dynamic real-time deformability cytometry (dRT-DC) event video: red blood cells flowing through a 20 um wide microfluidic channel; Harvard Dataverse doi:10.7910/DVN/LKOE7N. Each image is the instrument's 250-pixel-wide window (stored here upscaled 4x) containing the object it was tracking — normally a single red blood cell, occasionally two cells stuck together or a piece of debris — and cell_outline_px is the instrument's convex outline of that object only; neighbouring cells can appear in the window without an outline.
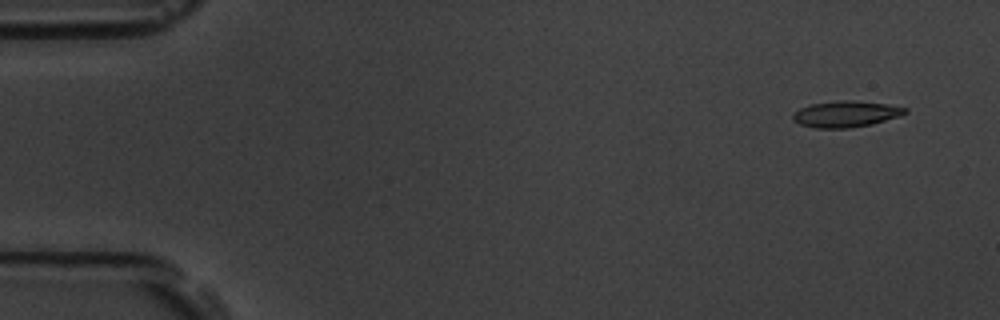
{"species": "common noctule bat (a hibernating species)", "species_latin": "Nyctalus noctula", "temperature_condition": "room temperature", "stored_images_in_passage": 7, "camera_frame_rate_fps": 3000, "um_per_image_px": 0.085, "animal": {"sex": "male", "body_mass_g": 19.5, "forearm_length_mm": 54.6}, "frame": {"image": 1, "passage_image": 2, "time_ms": 0.333, "image_size_px": [1000, 320], "cell_outline_px": [[908, 112], [900, 116], [872, 124], [848, 128], [816, 128], [800, 124], [792, 120], [792, 112], [808, 104], [844, 100], [888, 104], [908, 108]], "centroid_in_image_um": [71.87, 9.69], "position_along_channel_um": 13.1, "area_um2": 17.17}}
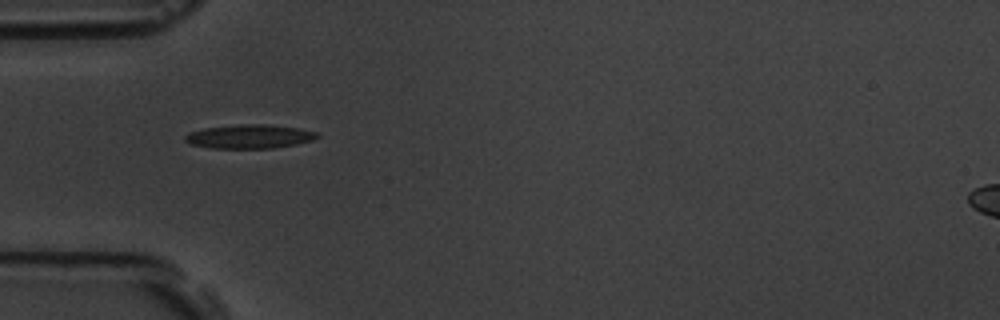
{"frame": {"image": 2, "passage_image": 6, "time_ms": 1.667, "image_size_px": [1000, 320], "cell_outline_px": [[320, 136], [312, 140], [296, 144], [276, 148], [212, 148], [192, 144], [184, 140], [184, 136], [188, 132], [204, 128], [240, 124], [264, 124], [300, 128], [316, 132]], "centroid_in_image_um": [21.2, 11.6], "position_along_channel_um": 63.8, "area_um2": 18.38}}
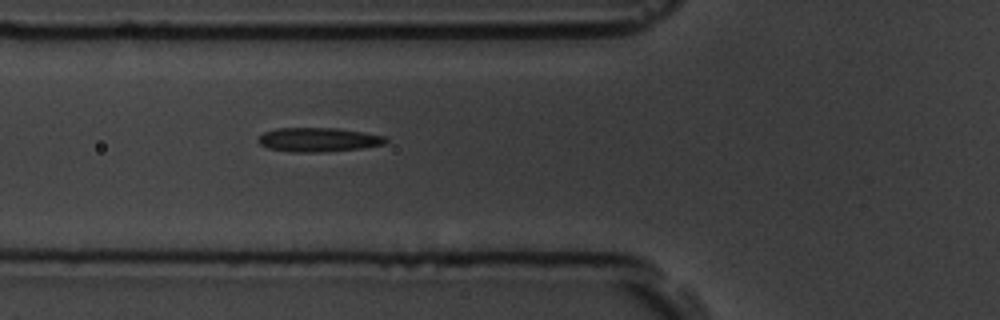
{"frame": {"image": 3, "passage_image": 7, "time_ms": 2.0, "image_size_px": [1000, 320], "cell_outline_px": [[388, 140], [384, 144], [360, 148], [320, 152], [292, 152], [268, 148], [260, 144], [256, 140], [264, 132], [276, 128], [336, 128], [364, 132], [384, 136]], "centroid_in_image_um": [27.03, 11.87], "position_along_channel_um": 98.8, "area_um2": 17.8}}